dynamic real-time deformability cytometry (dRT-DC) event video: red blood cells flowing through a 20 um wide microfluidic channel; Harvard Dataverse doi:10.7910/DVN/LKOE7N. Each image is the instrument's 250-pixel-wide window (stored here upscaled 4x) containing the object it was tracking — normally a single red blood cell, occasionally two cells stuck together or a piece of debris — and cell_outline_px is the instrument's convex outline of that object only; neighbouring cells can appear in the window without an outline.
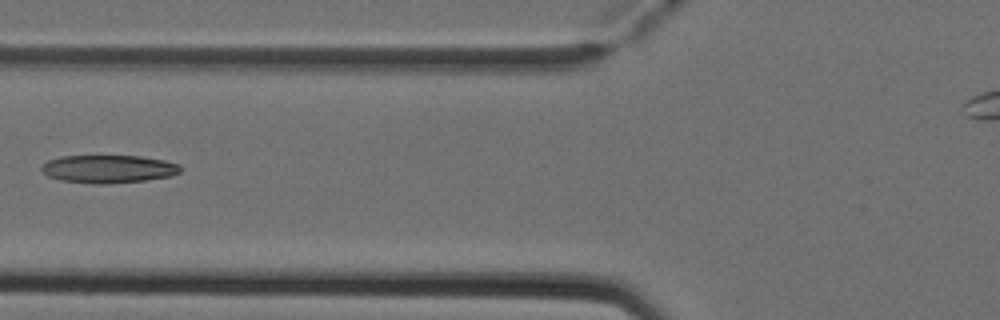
{"species": "Egyptian fruit bat (a non-hibernating species)", "species_latin": "Rousettus aegyptiacus", "temperature_condition": "cold", "stored_images_in_passage": 6, "camera_frame_rate_fps": 3000, "um_per_image_px": 0.085, "animal": {"sex": "female"}, "frame": {"image": 1, "passage_image": 6, "time_ms": 1.667, "image_size_px": [1000, 320], "cell_outline_px": [[180, 172], [172, 176], [144, 180], [100, 184], [96, 184], [60, 180], [48, 176], [40, 168], [48, 160], [60, 156], [140, 156], [164, 160], [180, 164]], "centroid_in_image_um": [9.22, 14.35], "position_along_channel_um": 116.6, "area_um2": 22.48}}